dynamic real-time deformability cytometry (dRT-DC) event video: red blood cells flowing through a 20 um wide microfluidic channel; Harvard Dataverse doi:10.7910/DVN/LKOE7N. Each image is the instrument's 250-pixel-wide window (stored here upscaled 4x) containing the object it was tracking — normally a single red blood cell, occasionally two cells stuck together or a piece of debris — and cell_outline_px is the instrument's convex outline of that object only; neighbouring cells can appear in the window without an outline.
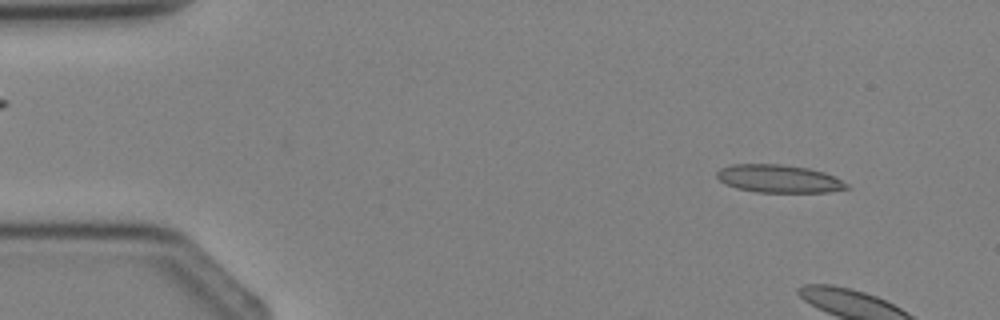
{"species": "Egyptian fruit bat (a non-hibernating species)", "species_latin": "Rousettus aegyptiacus", "temperature_condition": "cold", "stored_images_in_passage": 5, "segment_of_instrument_passage": [1, 2], "camera_frame_rate_fps": 3000, "um_per_image_px": 0.085, "animal": {"sex": "female"}, "frame": {"image": 1, "passage_image": 1, "time_ms": 0.0, "image_size_px": [1000, 320], "cell_outline_px": [[848, 188], [828, 192], [756, 192], [736, 188], [724, 184], [716, 176], [716, 172], [720, 168], [732, 164], [780, 164], [808, 168], [824, 172], [836, 176], [848, 184]], "centroid_in_image_um": [66.19, 15.19], "position_along_channel_um": 18.8, "area_um2": 21.21}}
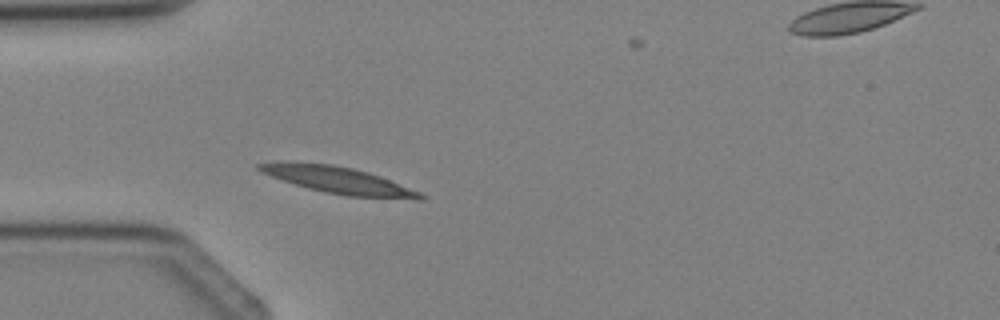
{"frame": {"image": 2, "passage_image": 4, "time_ms": 3.333, "image_size_px": [1000, 320], "cell_outline_px": [[428, 196], [424, 200], [416, 200], [348, 196], [308, 188], [260, 172], [256, 168], [256, 164], [288, 160], [332, 164], [352, 168], [368, 172], [380, 176], [420, 192]], "centroid_in_image_um": [28.78, 15.3], "position_along_channel_um": 56.2, "area_um2": 25.32}}